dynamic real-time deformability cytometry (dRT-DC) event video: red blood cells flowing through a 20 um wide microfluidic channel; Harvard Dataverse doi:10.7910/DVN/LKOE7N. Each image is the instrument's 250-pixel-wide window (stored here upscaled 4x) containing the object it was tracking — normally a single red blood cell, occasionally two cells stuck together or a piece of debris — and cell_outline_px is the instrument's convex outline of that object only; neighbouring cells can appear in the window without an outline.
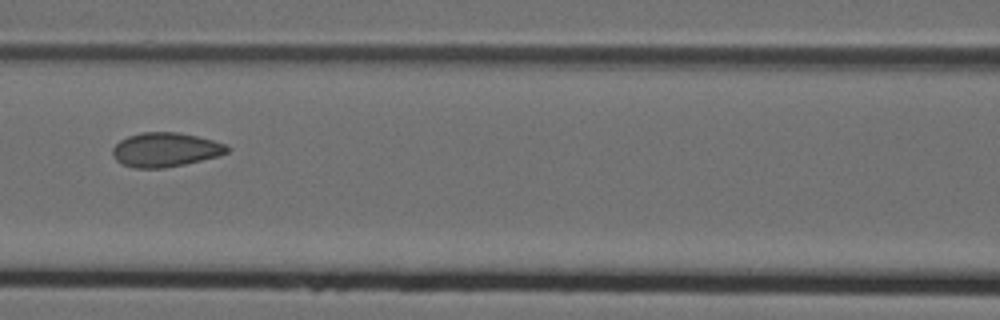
{"species": "Egyptian fruit bat (a non-hibernating species)", "species_latin": "Rousettus aegyptiacus", "temperature_condition": "cold", "stored_images_in_passage": 5, "camera_frame_rate_fps": 3000, "um_per_image_px": 0.085, "animal": {"sex": "female"}, "frame": {"image": 1, "passage_image": 5, "time_ms": 1.333, "image_size_px": [1000, 320], "cell_outline_px": [[232, 148], [228, 152], [220, 156], [184, 164], [164, 168], [132, 168], [120, 164], [112, 156], [112, 148], [120, 140], [128, 136], [140, 132], [176, 132], [196, 136], [212, 140], [224, 144]], "centroid_in_image_um": [14.03, 12.73], "position_along_channel_um": 152.6, "area_um2": 23.0}}